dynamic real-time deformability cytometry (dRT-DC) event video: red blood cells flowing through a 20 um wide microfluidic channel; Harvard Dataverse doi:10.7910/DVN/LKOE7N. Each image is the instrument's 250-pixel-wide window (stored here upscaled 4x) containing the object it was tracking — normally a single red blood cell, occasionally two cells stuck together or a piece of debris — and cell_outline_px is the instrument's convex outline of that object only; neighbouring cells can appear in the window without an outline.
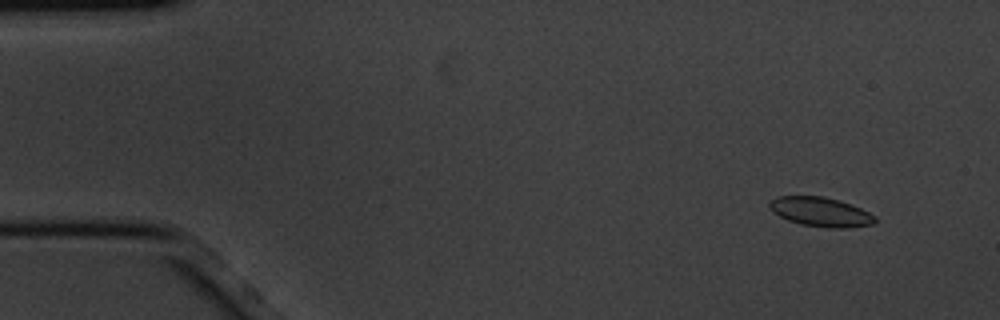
{"species": "common noctule bat (a hibernating species)", "species_latin": "Nyctalus noctula", "temperature_condition": "cold", "stored_images_in_passage": 5, "camera_frame_rate_fps": 3000, "um_per_image_px": 0.085, "animal": {"sex": "male", "body_mass_g": 20.1, "forearm_length_mm": 53.5}, "frame": {"image": 1, "passage_image": 2, "time_ms": 0.333, "image_size_px": [1000, 320], "cell_outline_px": [[876, 220], [872, 224], [848, 228], [828, 228], [800, 224], [788, 220], [772, 212], [768, 204], [768, 200], [776, 196], [824, 196], [860, 208], [876, 216]], "centroid_in_image_um": [69.71, 18.01], "position_along_channel_um": 15.3, "area_um2": 18.03}}